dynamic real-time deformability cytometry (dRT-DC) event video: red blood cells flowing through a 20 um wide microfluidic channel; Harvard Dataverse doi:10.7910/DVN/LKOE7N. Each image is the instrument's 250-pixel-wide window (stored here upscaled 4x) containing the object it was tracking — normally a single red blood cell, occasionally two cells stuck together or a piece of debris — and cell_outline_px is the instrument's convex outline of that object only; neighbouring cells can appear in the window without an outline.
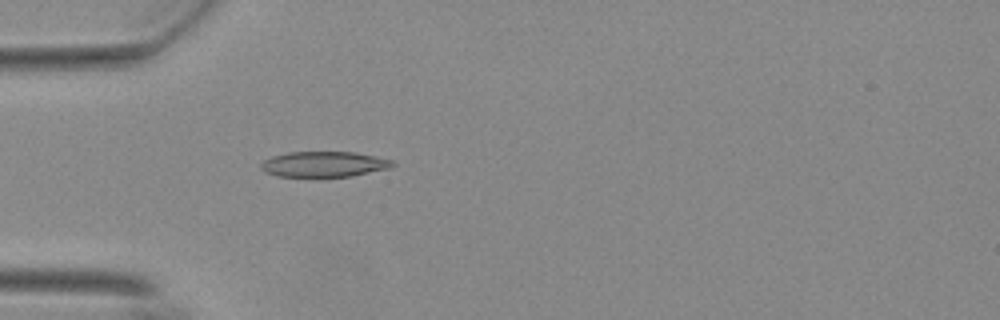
{"species": "Egyptian fruit bat (a non-hibernating species)", "species_latin": "Rousettus aegyptiacus", "temperature_condition": "warm", "stored_images_in_passage": 55, "camera_frame_rate_fps": 3000, "um_per_image_px": 0.085, "animal": {"sex": "female"}, "frame": {"image": 1, "passage_image": 17, "time_ms": 5.333, "image_size_px": [1000, 320], "cell_outline_px": [[396, 164], [388, 168], [352, 176], [280, 176], [264, 172], [260, 168], [260, 164], [264, 160], [272, 156], [288, 152], [356, 152], [392, 160]], "centroid_in_image_um": [27.51, 13.95], "position_along_channel_um": 57.5, "area_um2": 19.36}}
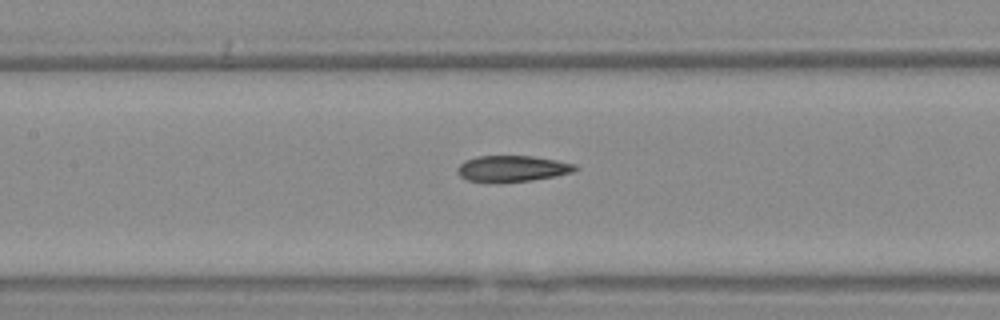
{"frame": {"image": 2, "passage_image": 26, "time_ms": 8.333, "image_size_px": [1000, 320], "cell_outline_px": [[580, 168], [572, 172], [556, 176], [532, 180], [492, 184], [468, 180], [460, 176], [456, 172], [456, 168], [464, 160], [476, 156], [532, 156], [556, 160], [576, 164]], "centroid_in_image_um": [43.51, 14.35], "position_along_channel_um": 163.9, "area_um2": 18.38}}
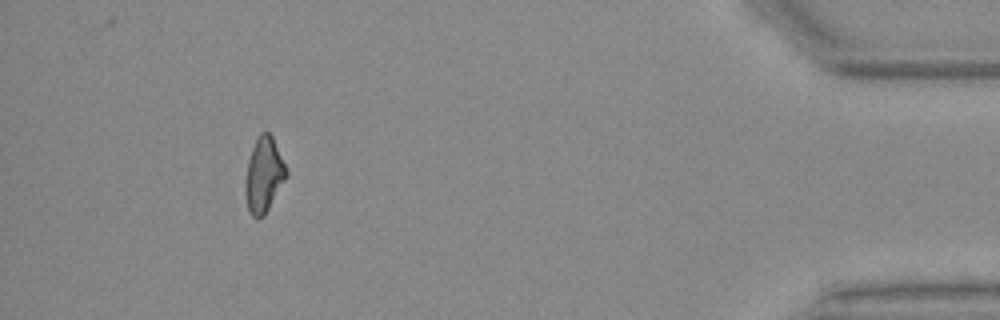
{"frame": {"image": 3, "passage_image": 51, "time_ms": 16.667, "image_size_px": [1000, 320], "cell_outline_px": [[288, 172], [284, 180], [264, 216], [252, 216], [248, 208], [244, 192], [244, 184], [248, 160], [252, 148], [260, 132], [268, 132], [272, 136]], "centroid_in_image_um": [22.4, 14.85], "position_along_channel_um": 412.8, "area_um2": 17.51}, "authors_computed_cell_mechanics": {"area_um2": 18.6116, "velocity_mm_per_s": 3.7174, "shape_relaxation_time_tau1_ms": null, "shape_relaxation_time_tau2_ms": 4.3933, "deformation_change_tau1": null, "deformation_change_tau2": 0.1285}}